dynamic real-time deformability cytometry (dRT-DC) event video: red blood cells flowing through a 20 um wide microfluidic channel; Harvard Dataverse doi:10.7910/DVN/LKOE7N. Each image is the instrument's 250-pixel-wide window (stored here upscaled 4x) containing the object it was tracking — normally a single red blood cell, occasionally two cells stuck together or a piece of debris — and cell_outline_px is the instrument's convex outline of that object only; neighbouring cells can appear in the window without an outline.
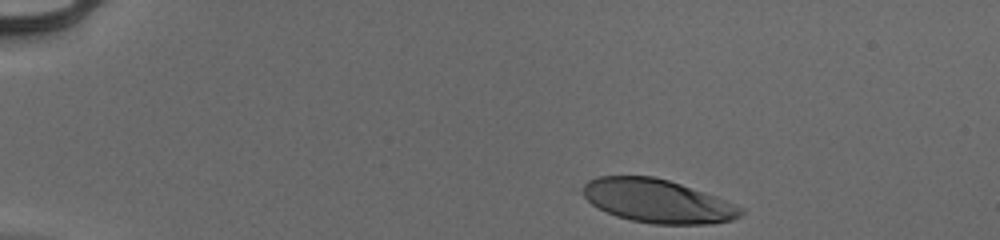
{"species": "human", "species_latin": "Homo sapiens", "temperature_condition": "cold", "stored_images_in_passage": 37, "camera_frame_rate_fps": 3000, "um_per_image_px": 0.085, "donor": {"sex": "male"}, "frame": {"image": 1, "passage_image": 1, "time_ms": 0.0, "image_size_px": [1000, 240], "cell_outline_px": [[744, 212], [740, 216], [732, 220], [712, 224], [652, 224], [632, 220], [616, 216], [592, 204], [584, 196], [584, 184], [588, 180], [596, 176], [652, 176], [668, 180], [716, 196], [744, 208]], "centroid_in_image_um": [55.92, 17.09], "position_along_channel_um": 29.1, "area_um2": 39.82}}
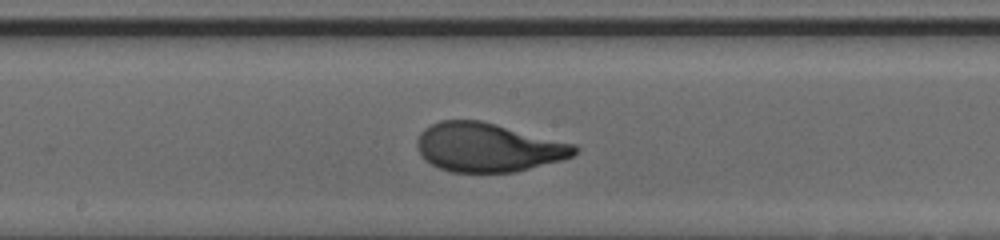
{"frame": {"image": 2, "passage_image": 22, "time_ms": 7.0, "image_size_px": [1000, 240], "cell_outline_px": [[580, 148], [572, 156], [560, 160], [516, 172], [452, 172], [440, 168], [424, 160], [416, 148], [416, 140], [420, 132], [424, 128], [440, 120], [480, 120], [576, 144]], "centroid_in_image_um": [41.45, 12.52], "position_along_channel_um": 206.7, "area_um2": 44.91}}
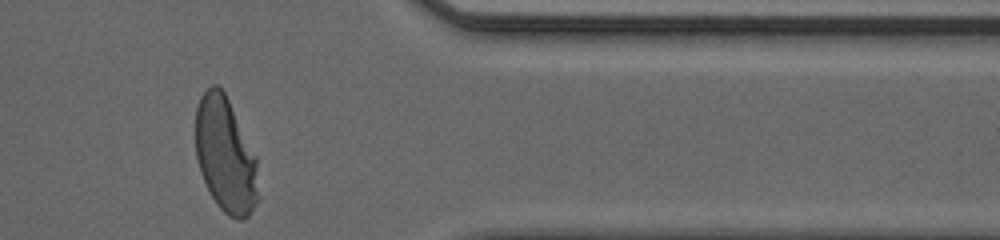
{"frame": {"image": 3, "passage_image": 37, "time_ms": 12.0, "image_size_px": [1000, 240], "cell_outline_px": [[260, 200], [248, 216], [244, 220], [236, 220], [228, 216], [216, 204], [200, 172], [196, 156], [196, 108], [200, 96], [212, 84], [216, 84], [224, 92], [256, 156], [260, 196]], "centroid_in_image_um": [19.19, 13.24], "position_along_channel_um": 392.2, "area_um2": 42.31}, "authors_computed_cell_mechanics": {"area_um2": 43.7546, "velocity_mm_per_s": 3.9428, "shape_relaxation_time_tau1_ms": 3.7365, "shape_relaxation_time_tau2_ms": null, "deformation_change_tau1": 0.2201, "deformation_change_tau2": null}}